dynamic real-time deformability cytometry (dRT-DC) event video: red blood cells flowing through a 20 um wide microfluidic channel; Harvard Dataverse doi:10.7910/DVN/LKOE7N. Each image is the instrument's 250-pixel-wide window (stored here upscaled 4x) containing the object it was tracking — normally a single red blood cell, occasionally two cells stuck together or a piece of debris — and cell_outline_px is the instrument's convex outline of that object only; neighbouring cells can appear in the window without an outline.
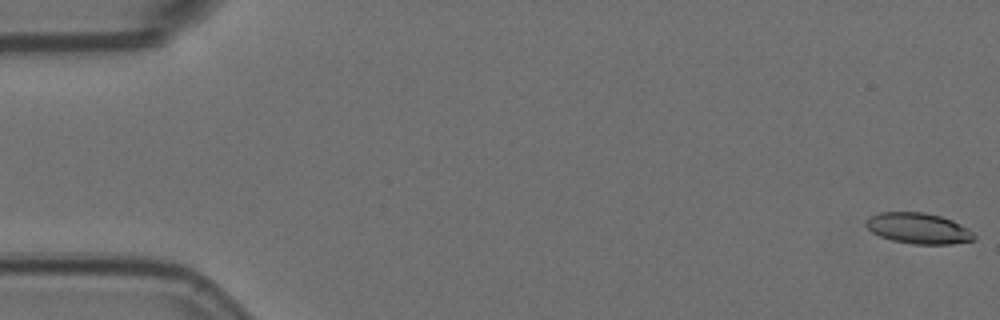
{"species": "Egyptian fruit bat (a non-hibernating species)", "species_latin": "Rousettus aegyptiacus", "temperature_condition": "room temperature", "stored_images_in_passage": 57, "camera_frame_rate_fps": 3000, "um_per_image_px": 0.085, "animal": {"sex": "female"}, "frame": {"image": 1, "passage_image": 1, "time_ms": 0.0, "image_size_px": [1000, 320], "cell_outline_px": [[976, 240], [952, 244], [912, 244], [892, 240], [880, 236], [872, 232], [864, 224], [872, 216], [880, 212], [924, 212], [940, 216], [952, 220], [968, 228], [976, 236]], "centroid_in_image_um": [78.1, 19.41], "position_along_channel_um": 6.9, "area_um2": 19.36}}
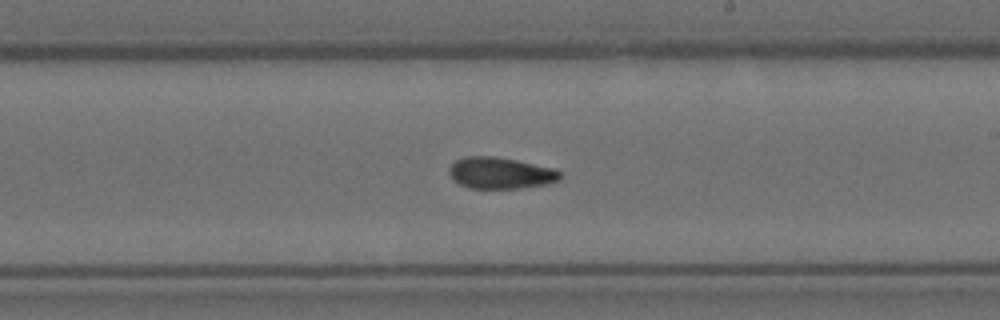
{"frame": {"image": 2, "passage_image": 33, "time_ms": 10.667, "image_size_px": [1000, 320], "cell_outline_px": [[560, 180], [548, 184], [520, 188], [468, 188], [460, 184], [448, 172], [448, 168], [456, 160], [464, 156], [496, 156], [556, 168], [560, 172]], "centroid_in_image_um": [42.56, 14.7], "position_along_channel_um": 246.4, "area_um2": 20.4}}
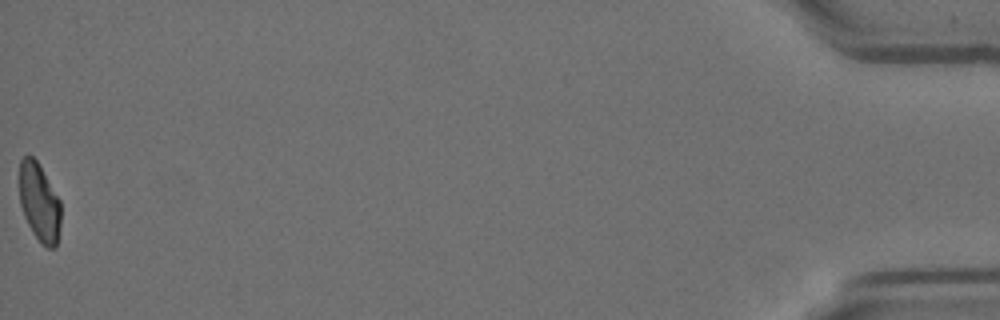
{"frame": {"image": 3, "passage_image": 57, "time_ms": 18.667, "image_size_px": [1000, 320], "cell_outline_px": [[60, 224], [56, 248], [48, 248], [40, 244], [32, 232], [24, 216], [20, 204], [20, 160], [24, 156], [32, 156], [36, 160], [60, 200]], "centroid_in_image_um": [3.34, 17.25], "position_along_channel_um": 431.9, "area_um2": 18.79}, "authors_computed_cell_mechanics": {"area_um2": 20.4034, "velocity_mm_per_s": 3.6051, "shape_relaxation_time_tau1_ms": null, "shape_relaxation_time_tau2_ms": 7.5069, "deformation_change_tau1": null, "deformation_change_tau2": 0.1235}}